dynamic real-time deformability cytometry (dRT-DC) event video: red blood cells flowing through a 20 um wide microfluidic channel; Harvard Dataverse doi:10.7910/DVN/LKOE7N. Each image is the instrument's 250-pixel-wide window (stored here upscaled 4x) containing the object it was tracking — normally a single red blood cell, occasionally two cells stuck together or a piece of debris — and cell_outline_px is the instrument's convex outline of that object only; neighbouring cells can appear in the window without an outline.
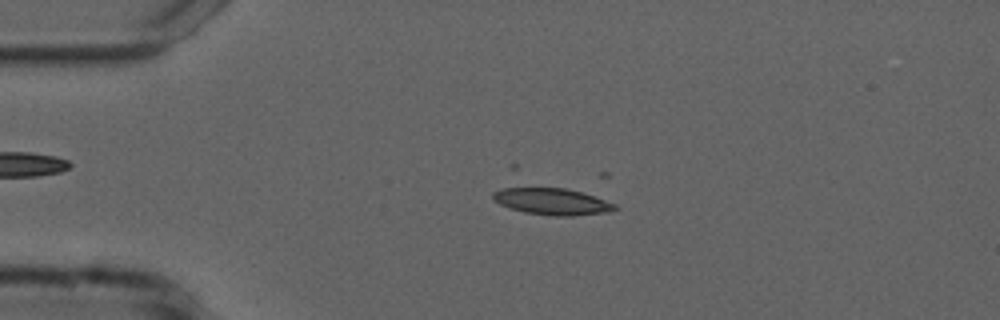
{"species": "common noctule bat (a hibernating species)", "species_latin": "Nyctalus noctula", "temperature_condition": "cold", "stored_images_in_passage": 9, "camera_frame_rate_fps": 3000, "um_per_image_px": 0.085, "animal": {"sex": "male", "forearm_length_mm": 52.5}, "frame": {"image": 1, "passage_image": 7, "time_ms": 2.0, "image_size_px": [1000, 320], "cell_outline_px": [[620, 208], [608, 212], [572, 216], [552, 216], [524, 212], [500, 204], [492, 200], [492, 192], [512, 184], [516, 184], [564, 188], [580, 192], [616, 204]], "centroid_in_image_um": [46.81, 17.08], "position_along_channel_um": 38.2, "area_um2": 19.71}}